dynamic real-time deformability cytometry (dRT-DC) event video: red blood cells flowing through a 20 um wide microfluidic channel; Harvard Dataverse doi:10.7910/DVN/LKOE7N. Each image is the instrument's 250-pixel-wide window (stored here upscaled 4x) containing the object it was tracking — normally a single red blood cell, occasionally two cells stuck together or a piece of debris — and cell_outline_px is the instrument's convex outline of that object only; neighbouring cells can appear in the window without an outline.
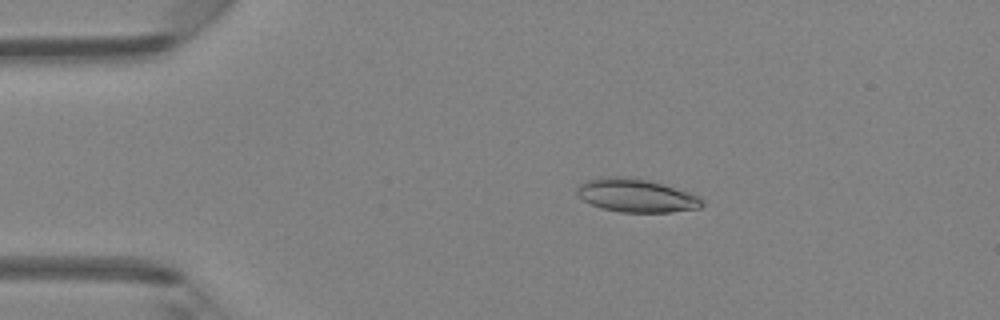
{"species": "Egyptian fruit bat (a non-hibernating species)", "species_latin": "Rousettus aegyptiacus", "temperature_condition": "room temperature", "stored_images_in_passage": 47, "camera_frame_rate_fps": 3000, "um_per_image_px": 0.085, "animal": {"sex": "female"}, "frame": {"image": 1, "passage_image": 9, "time_ms": 2.667, "image_size_px": [1000, 320], "cell_outline_px": [[704, 204], [700, 208], [672, 212], [620, 212], [600, 208], [584, 200], [576, 192], [576, 188], [580, 184], [588, 180], [608, 176], [632, 176], [648, 180], [688, 192], [700, 196], [704, 200]], "centroid_in_image_um": [54.1, 16.62], "position_along_channel_um": 30.9, "area_um2": 24.33}}
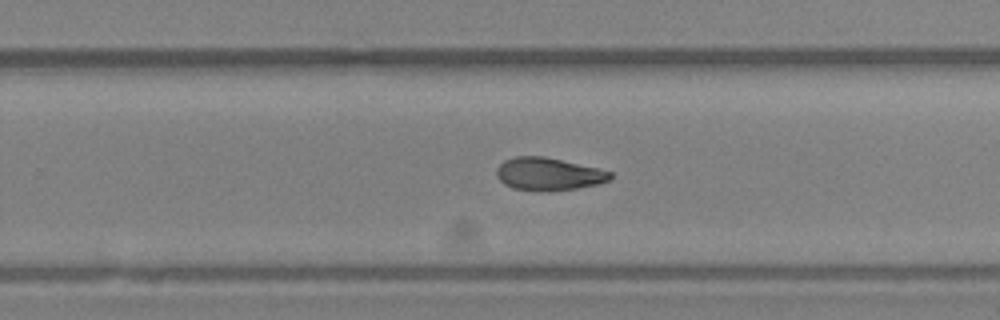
{"frame": {"image": 2, "passage_image": 30, "time_ms": 9.667, "image_size_px": [1000, 320], "cell_outline_px": [[612, 176], [608, 180], [600, 184], [576, 188], [548, 192], [540, 192], [512, 188], [504, 184], [496, 176], [496, 168], [504, 160], [516, 156], [544, 156], [596, 168], [612, 172]], "centroid_in_image_um": [46.58, 14.81], "position_along_channel_um": 283.2, "area_um2": 21.79}}
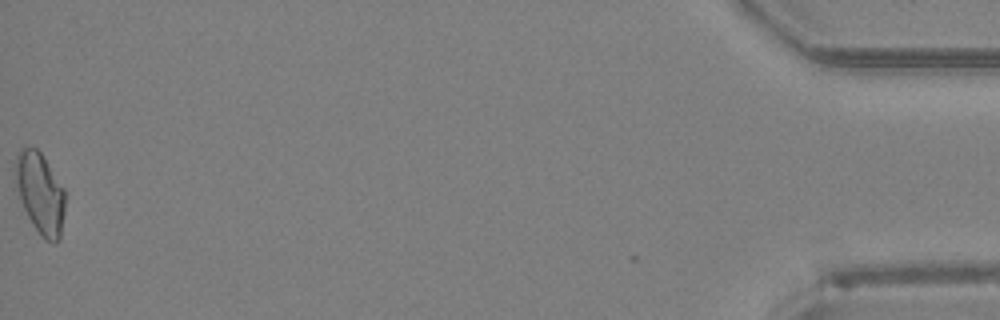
{"frame": {"image": 3, "passage_image": 47, "time_ms": 15.333, "image_size_px": [1000, 320], "cell_outline_px": [[64, 212], [60, 240], [52, 244], [44, 240], [28, 216], [20, 200], [16, 188], [16, 156], [20, 148], [36, 148], [40, 152], [64, 188]], "centroid_in_image_um": [3.43, 16.45], "position_along_channel_um": 431.8, "area_um2": 23.18}, "authors_computed_cell_mechanics": {"area_um2": 22.253, "velocity_mm_per_s": 4.351, "shape_relaxation_time_tau1_ms": null, "shape_relaxation_time_tau2_ms": 6.8633, "deformation_change_tau1": null, "deformation_change_tau2": 0.1656}}